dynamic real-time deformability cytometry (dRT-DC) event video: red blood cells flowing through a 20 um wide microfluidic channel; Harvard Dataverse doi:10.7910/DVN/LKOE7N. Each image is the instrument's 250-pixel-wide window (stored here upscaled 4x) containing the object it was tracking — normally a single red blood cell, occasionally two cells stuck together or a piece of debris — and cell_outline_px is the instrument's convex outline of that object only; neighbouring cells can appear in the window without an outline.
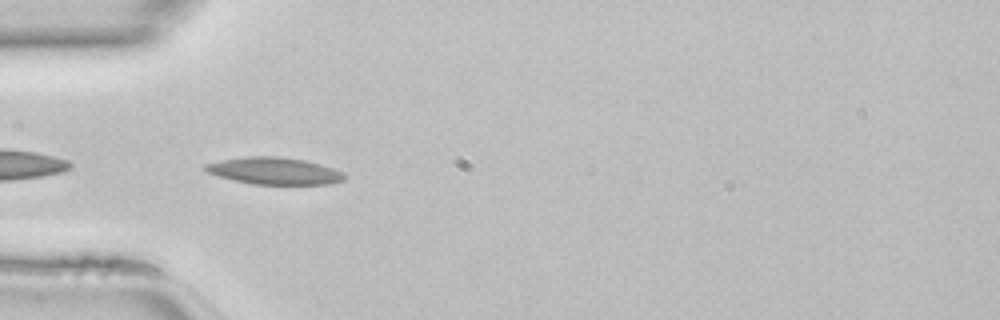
{"species": "common noctule bat (a hibernating species)", "species_latin": "Nyctalus noctula", "temperature_condition": "room temperature", "stored_images_in_passage": 33, "camera_frame_rate_fps": 3000, "um_per_image_px": 0.085, "animal": {"sex": "female", "body_mass_g": 22.7, "forearm_length_mm": 54.2}, "frame": {"image": 1, "passage_image": 1, "time_ms": 0.0, "image_size_px": [1000, 320], "cell_outline_px": [[344, 180], [328, 184], [252, 184], [232, 180], [208, 172], [204, 168], [204, 164], [220, 160], [244, 156], [280, 156], [304, 160], [320, 164], [344, 172]], "centroid_in_image_um": [23.3, 14.52], "position_along_channel_um": 61.7, "area_um2": 21.85}}
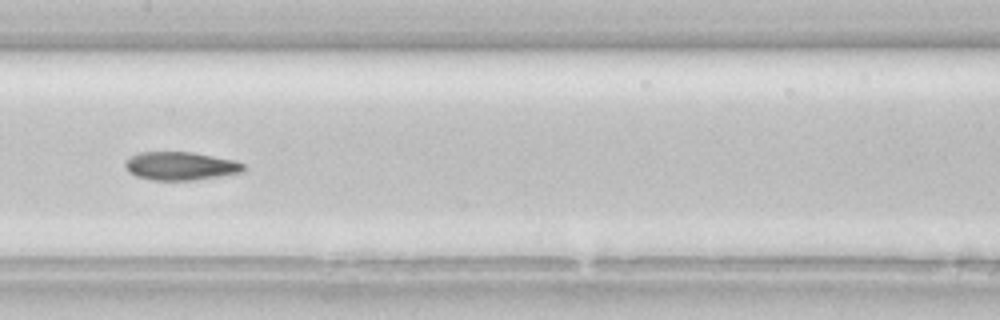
{"frame": {"image": 2, "passage_image": 10, "time_ms": 3.0, "image_size_px": [1000, 320], "cell_outline_px": [[244, 172], [220, 176], [192, 180], [152, 180], [136, 176], [128, 172], [124, 164], [124, 160], [128, 156], [140, 152], [192, 152], [236, 160], [244, 164]], "centroid_in_image_um": [15.32, 14.1], "position_along_channel_um": 192.1, "area_um2": 19.71}}